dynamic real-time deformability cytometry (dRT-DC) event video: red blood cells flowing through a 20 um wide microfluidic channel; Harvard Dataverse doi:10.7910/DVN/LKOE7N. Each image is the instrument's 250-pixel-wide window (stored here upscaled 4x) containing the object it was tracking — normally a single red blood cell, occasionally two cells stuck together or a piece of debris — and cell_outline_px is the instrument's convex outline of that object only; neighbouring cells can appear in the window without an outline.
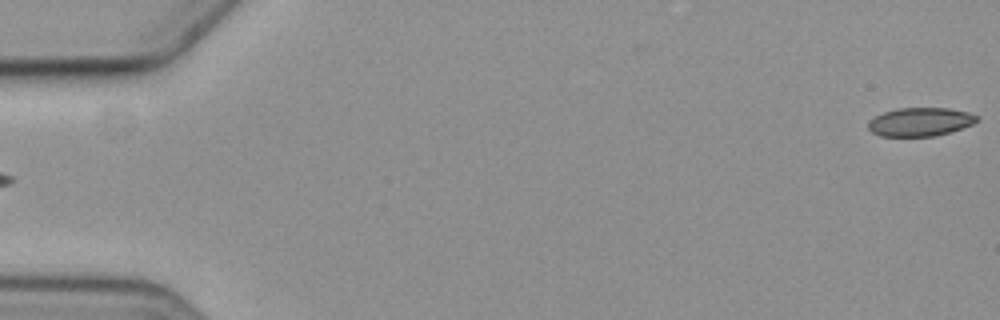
{"species": "common noctule bat (a hibernating species)", "species_latin": "Nyctalus noctula", "temperature_condition": "cold", "stored_images_in_passage": 5, "segment_of_instrument_passage": [2, 2], "camera_frame_rate_fps": 3000, "um_per_image_px": 0.085, "animal": {"sex": "female", "body_mass_g": 19.3, "forearm_length_mm": 54.1}, "frame": {"image": 1, "passage_image": 5, "time_ms": 5.0, "image_size_px": [1000, 320], "cell_outline_px": [[980, 120], [972, 124], [936, 136], [880, 136], [872, 132], [868, 128], [868, 124], [876, 116], [884, 112], [900, 108], [948, 108], [968, 112], [980, 116]], "centroid_in_image_um": [78.25, 10.36], "position_along_channel_um": 6.7, "area_um2": 17.92}}